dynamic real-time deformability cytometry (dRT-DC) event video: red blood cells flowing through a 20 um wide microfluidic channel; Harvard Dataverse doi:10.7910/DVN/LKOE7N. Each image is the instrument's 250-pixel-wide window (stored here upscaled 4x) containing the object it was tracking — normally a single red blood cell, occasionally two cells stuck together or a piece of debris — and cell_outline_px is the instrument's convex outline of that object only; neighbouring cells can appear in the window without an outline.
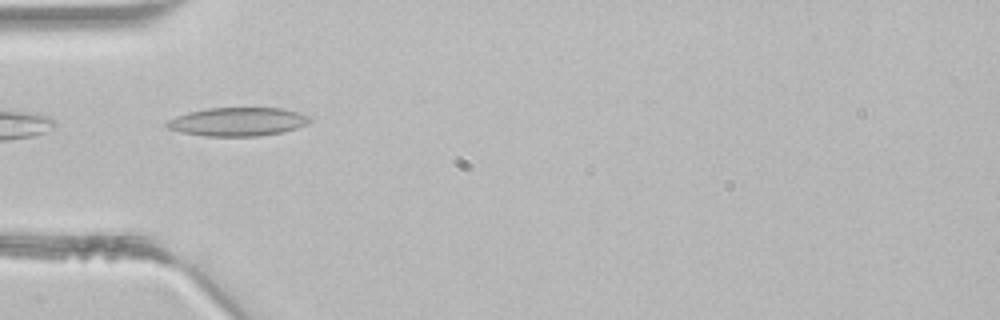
{"species": "common noctule bat (a hibernating species)", "species_latin": "Nyctalus noctula", "temperature_condition": "room temperature", "stored_images_in_passage": 1, "camera_frame_rate_fps": 3000, "um_per_image_px": 0.085, "animal": {"sex": "male", "body_mass_g": 21.5, "forearm_length_mm": 52.0}, "frame": {"image": 1, "passage_image": 1, "time_ms": 0.0, "image_size_px": [1000, 320], "cell_outline_px": [[312, 120], [308, 124], [284, 132], [260, 136], [204, 136], [180, 132], [168, 128], [164, 124], [168, 120], [176, 116], [188, 112], [208, 108], [284, 108], [308, 116]], "centroid_in_image_um": [20.2, 10.35], "position_along_channel_um": 64.8, "area_um2": 23.87}}